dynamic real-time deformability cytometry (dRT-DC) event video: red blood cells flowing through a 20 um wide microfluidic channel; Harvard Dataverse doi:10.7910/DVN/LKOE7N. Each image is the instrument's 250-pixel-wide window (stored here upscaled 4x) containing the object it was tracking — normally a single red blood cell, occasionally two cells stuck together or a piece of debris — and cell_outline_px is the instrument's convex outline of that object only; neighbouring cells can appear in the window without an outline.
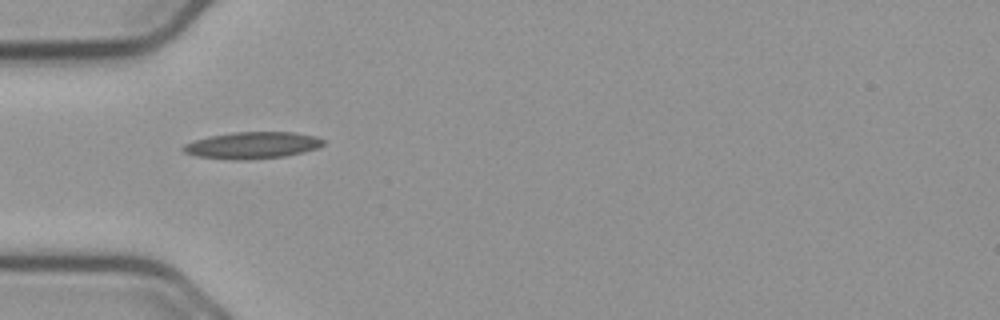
{"species": "common noctule bat (a hibernating species)", "species_latin": "Nyctalus noctula", "temperature_condition": "cold", "stored_images_in_passage": 36, "camera_frame_rate_fps": 3000, "um_per_image_px": 0.085, "animal": {"sex": "male", "body_mass_g": 23.1, "forearm_length_mm": 52.7}, "frame": {"image": 1, "passage_image": 1, "time_ms": 0.0, "image_size_px": [1000, 320], "cell_outline_px": [[324, 144], [316, 148], [304, 152], [284, 156], [196, 156], [184, 152], [180, 148], [184, 144], [192, 140], [208, 136], [232, 132], [292, 132], [316, 136], [324, 140]], "centroid_in_image_um": [21.47, 12.27], "position_along_channel_um": 63.5, "area_um2": 20.52}}
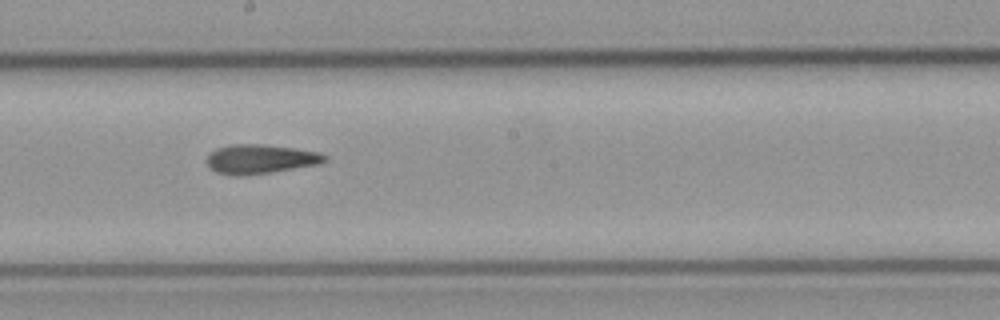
{"frame": {"image": 2, "passage_image": 14, "time_ms": 4.333, "image_size_px": [1000, 320], "cell_outline_px": [[328, 160], [320, 164], [268, 172], [236, 176], [216, 172], [208, 164], [208, 156], [216, 148], [228, 144], [260, 144], [292, 148], [320, 152], [328, 156]], "centroid_in_image_um": [22.16, 13.51], "position_along_channel_um": 226.0, "area_um2": 19.83}}
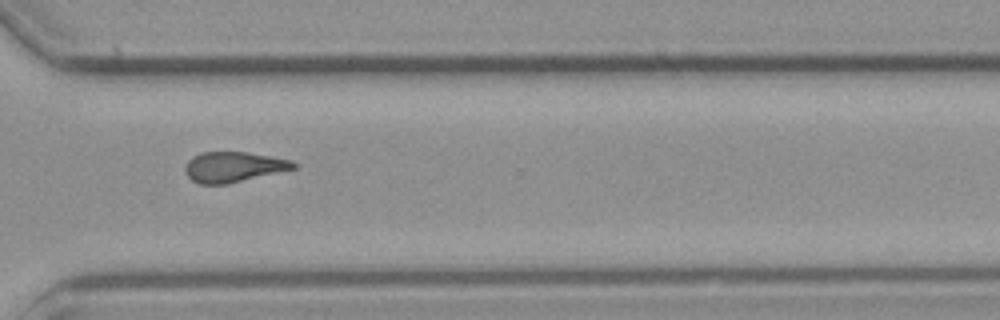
{"frame": {"image": 3, "passage_image": 24, "time_ms": 7.667, "image_size_px": [1000, 320], "cell_outline_px": [[300, 164], [296, 168], [228, 184], [200, 184], [192, 180], [184, 172], [184, 168], [188, 160], [192, 156], [200, 152], [248, 152], [292, 160]], "centroid_in_image_um": [19.85, 14.18], "position_along_channel_um": 350.8, "area_um2": 19.31}, "authors_computed_cell_mechanics": {"area_um2": 19.4786, "velocity_mm_per_s": 3.7602, "shape_relaxation_time_tau1_ms": null, "shape_relaxation_time_tau2_ms": 3.1839, "deformation_change_tau1": null, "deformation_change_tau2": 0.1296}}